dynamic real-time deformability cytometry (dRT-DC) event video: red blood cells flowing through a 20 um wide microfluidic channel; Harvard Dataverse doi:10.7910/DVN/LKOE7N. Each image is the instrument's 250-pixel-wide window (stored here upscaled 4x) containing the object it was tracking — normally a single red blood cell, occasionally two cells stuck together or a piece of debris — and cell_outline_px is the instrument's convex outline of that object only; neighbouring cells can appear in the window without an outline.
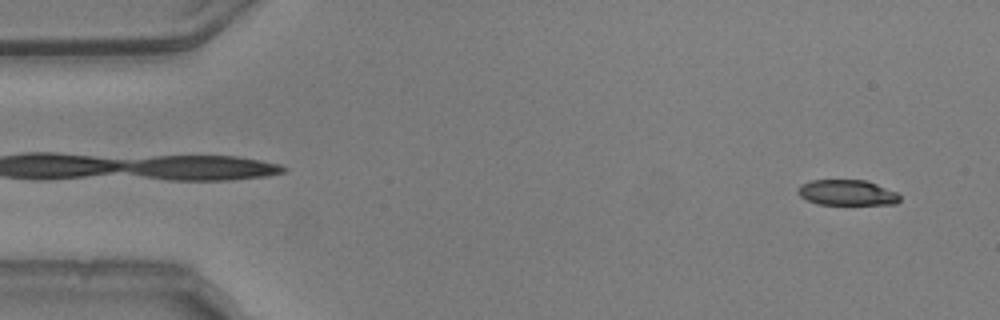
{"species": "common noctule bat (a hibernating species)", "species_latin": "Nyctalus noctula", "temperature_condition": "warm", "stored_images_in_passage": 52, "camera_frame_rate_fps": 3000, "um_per_image_px": 0.085, "animal": {"sex": "male", "body_mass_g": 20.5, "forearm_length_mm": 52.5}, "frame": {"image": 1, "passage_image": 2, "time_ms": 0.333, "image_size_px": [1000, 320], "cell_outline_px": [[900, 200], [896, 204], [820, 204], [808, 200], [800, 196], [796, 192], [800, 184], [812, 180], [864, 180], [876, 184], [896, 192], [900, 196]], "centroid_in_image_um": [71.98, 16.37], "position_along_channel_um": 13.0, "area_um2": 15.03}}
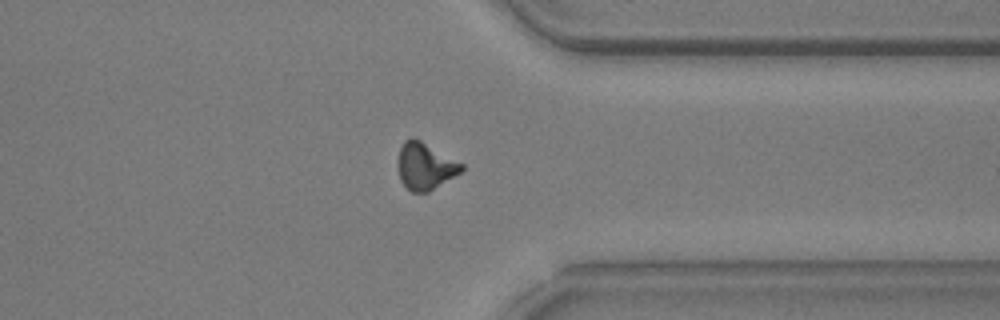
{"frame": {"image": 2, "passage_image": 40, "time_ms": 13.0, "image_size_px": [1000, 320], "cell_outline_px": [[464, 168], [460, 172], [428, 192], [412, 192], [400, 180], [396, 164], [396, 160], [400, 148], [404, 140], [412, 136], [420, 140], [464, 164]], "centroid_in_image_um": [36.09, 14.1], "position_along_channel_um": 375.3, "area_um2": 17.4}}
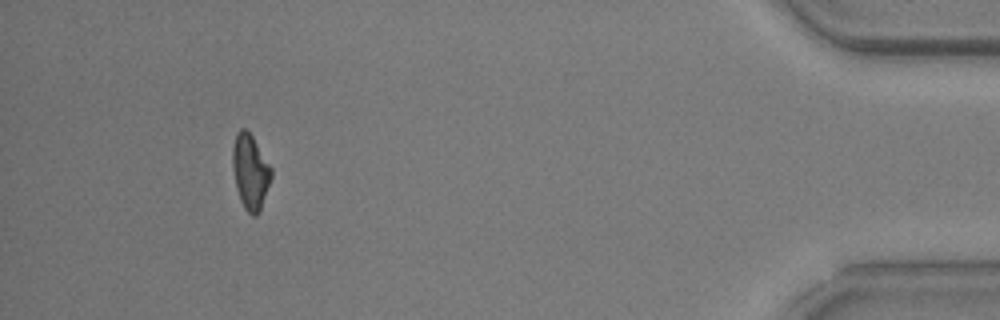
{"frame": {"image": 3, "passage_image": 48, "time_ms": 15.667, "image_size_px": [1000, 320], "cell_outline_px": [[272, 176], [260, 212], [256, 216], [252, 216], [244, 208], [240, 200], [236, 188], [232, 168], [232, 148], [236, 132], [240, 128], [244, 128], [252, 136], [272, 168]], "centroid_in_image_um": [21.27, 14.61], "position_along_channel_um": 413.9, "area_um2": 17.05}, "authors_computed_cell_mechanics": {"area_um2": 17.3689, "velocity_mm_per_s": 3.7818, "shape_relaxation_time_tau1_ms": 8.6063, "shape_relaxation_time_tau2_ms": 4.3774, "deformation_change_tau1": 0.2259, "deformation_change_tau2": 0.1158}}